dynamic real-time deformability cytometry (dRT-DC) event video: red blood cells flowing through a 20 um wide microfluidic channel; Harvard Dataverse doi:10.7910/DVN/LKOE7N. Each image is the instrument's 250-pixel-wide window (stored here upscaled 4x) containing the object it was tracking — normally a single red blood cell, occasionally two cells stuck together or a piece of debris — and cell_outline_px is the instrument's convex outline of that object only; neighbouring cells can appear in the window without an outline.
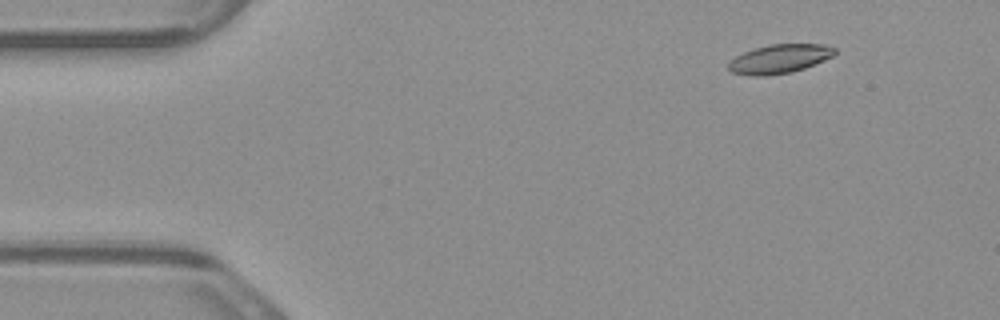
{"species": "common noctule bat (a hibernating species)", "species_latin": "Nyctalus noctula", "temperature_condition": "warm", "stored_images_in_passage": 6, "camera_frame_rate_fps": 3000, "um_per_image_px": 0.085, "animal": {"sex": "male", "body_mass_g": 23.1, "forearm_length_mm": 52.7}, "frame": {"image": 1, "passage_image": 1, "time_ms": 0.0, "image_size_px": [1000, 320], "cell_outline_px": [[836, 52], [832, 56], [824, 60], [804, 68], [792, 72], [764, 76], [752, 76], [732, 72], [728, 68], [728, 64], [736, 56], [744, 52], [768, 44], [824, 44], [836, 48]], "centroid_in_image_um": [66.27, 5.0], "position_along_channel_um": 18.7, "area_um2": 17.8}}
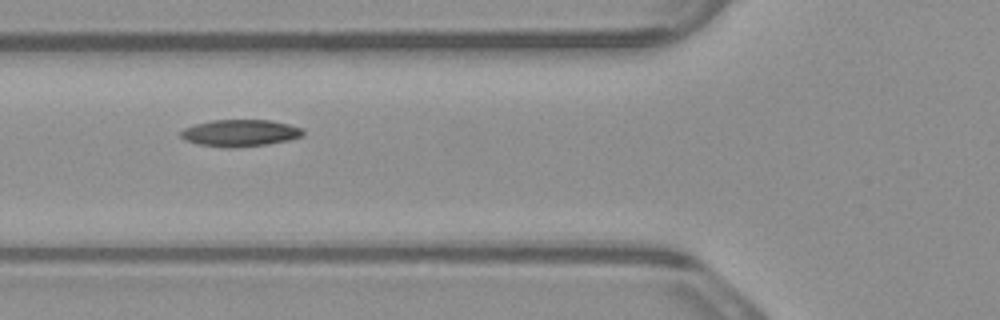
{"frame": {"image": 2, "passage_image": 5, "time_ms": 1.333, "image_size_px": [1000, 320], "cell_outline_px": [[304, 136], [288, 140], [268, 144], [232, 148], [224, 148], [196, 144], [184, 140], [180, 136], [180, 132], [184, 128], [196, 124], [212, 120], [272, 120], [288, 124], [300, 128], [304, 132]], "centroid_in_image_um": [20.38, 11.31], "position_along_channel_um": 105.4, "area_um2": 19.25}}
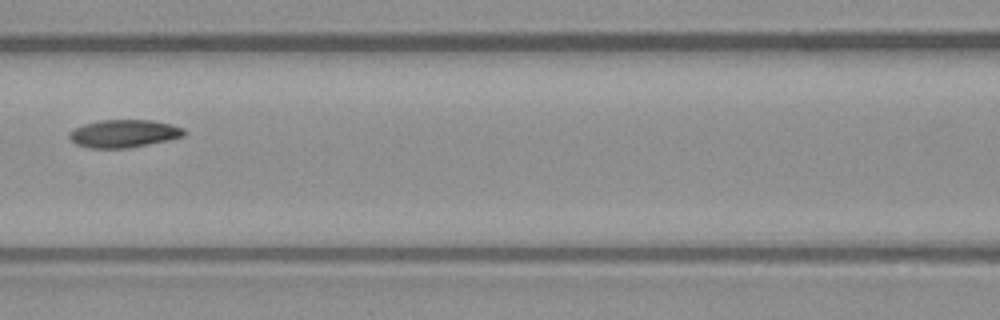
{"frame": {"image": 3, "passage_image": 6, "time_ms": 1.667, "image_size_px": [1000, 320], "cell_outline_px": [[184, 136], [168, 140], [128, 148], [88, 148], [76, 144], [68, 136], [68, 132], [72, 128], [84, 124], [100, 120], [152, 120], [172, 124], [184, 128]], "centroid_in_image_um": [10.5, 11.35], "position_along_channel_um": 156.1, "area_um2": 18.67}}